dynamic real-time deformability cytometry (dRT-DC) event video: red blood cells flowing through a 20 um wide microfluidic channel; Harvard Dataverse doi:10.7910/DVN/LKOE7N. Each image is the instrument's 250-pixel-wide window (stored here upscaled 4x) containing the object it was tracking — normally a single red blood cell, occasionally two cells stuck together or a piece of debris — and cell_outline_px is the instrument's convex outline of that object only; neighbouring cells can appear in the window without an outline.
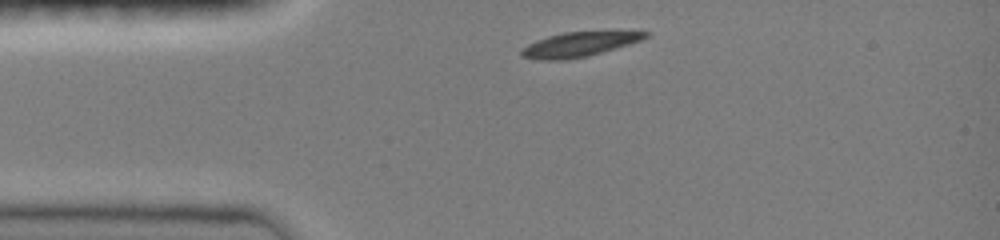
{"species": "common noctule bat (a hibernating species)", "species_latin": "Nyctalus noctula", "temperature_condition": "room temperature", "stored_images_in_passage": 25, "camera_frame_rate_fps": 3000, "um_per_image_px": 0.085, "animal": {"sex": "female", "body_mass_g": 19.0, "forearm_length_mm": 51.5}, "frame": {"image": 1, "passage_image": 1, "time_ms": 0.0, "image_size_px": [1000, 240], "cell_outline_px": [[648, 36], [640, 40], [628, 44], [588, 56], [564, 60], [536, 60], [520, 56], [520, 52], [528, 44], [536, 40], [548, 36], [564, 32], [648, 32]], "centroid_in_image_um": [49.12, 3.79], "position_along_channel_um": 35.9, "area_um2": 17.34}}
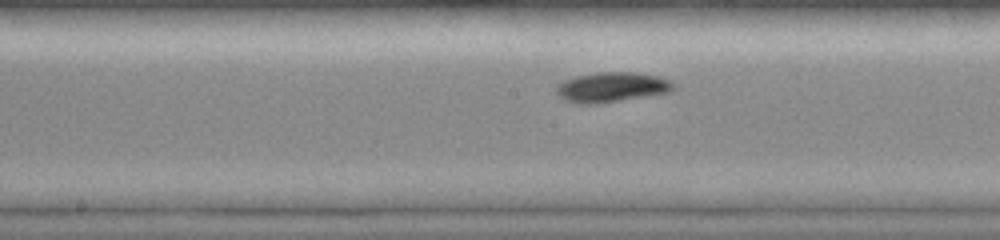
{"frame": {"image": 2, "passage_image": 15, "time_ms": 4.667, "image_size_px": [1000, 240], "cell_outline_px": [[676, 88], [668, 92], [644, 96], [592, 104], [576, 104], [564, 100], [556, 92], [556, 84], [564, 80], [576, 76], [600, 72], [636, 72], [660, 76], [672, 80], [676, 84]], "centroid_in_image_um": [52.0, 7.39], "position_along_channel_um": 196.2, "area_um2": 20.46}}
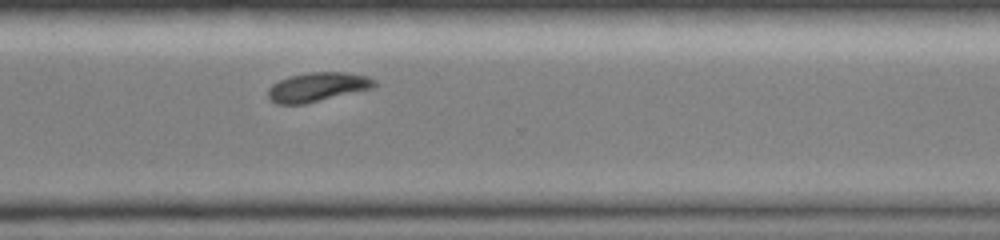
{"frame": {"image": 3, "passage_image": 25, "time_ms": 8.0, "image_size_px": [1000, 240], "cell_outline_px": [[380, 84], [376, 88], [304, 104], [276, 104], [268, 96], [268, 88], [272, 84], [288, 76], [308, 72], [348, 72], [368, 76], [376, 80]], "centroid_in_image_um": [27.06, 7.39], "position_along_channel_um": 343.5, "area_um2": 18.44}}